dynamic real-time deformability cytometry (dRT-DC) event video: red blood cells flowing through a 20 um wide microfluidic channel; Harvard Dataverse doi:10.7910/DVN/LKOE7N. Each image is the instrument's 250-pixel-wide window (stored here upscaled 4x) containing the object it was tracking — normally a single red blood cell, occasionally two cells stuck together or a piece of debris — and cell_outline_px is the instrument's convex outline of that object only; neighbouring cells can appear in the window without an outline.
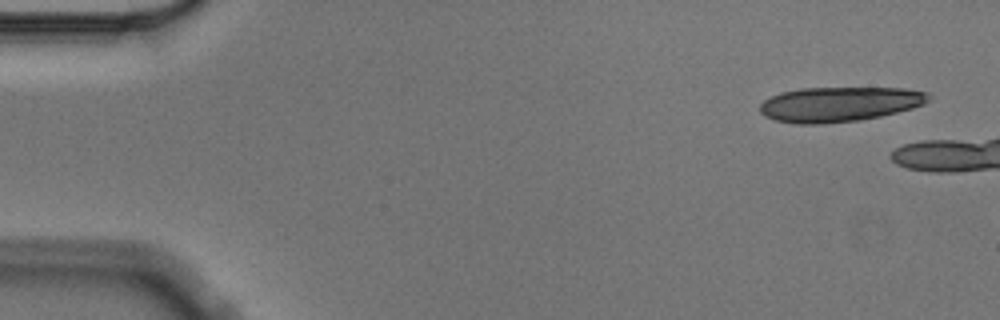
{"species": "Egyptian fruit bat (a non-hibernating species)", "species_latin": "Rousettus aegyptiacus", "temperature_condition": "cold", "stored_images_in_passage": 3, "camera_frame_rate_fps": 3000, "um_per_image_px": 0.085, "animal": {"sex": "male"}, "frame": {"image": 1, "passage_image": 1, "time_ms": 0.0, "image_size_px": [1000, 320], "cell_outline_px": [[932, 96], [924, 104], [912, 108], [880, 116], [860, 120], [820, 124], [796, 124], [776, 120], [764, 116], [760, 112], [760, 104], [764, 100], [780, 92], [800, 88], [904, 88], [928, 92]], "centroid_in_image_um": [71.34, 8.85], "position_along_channel_um": 13.7, "area_um2": 34.33}}